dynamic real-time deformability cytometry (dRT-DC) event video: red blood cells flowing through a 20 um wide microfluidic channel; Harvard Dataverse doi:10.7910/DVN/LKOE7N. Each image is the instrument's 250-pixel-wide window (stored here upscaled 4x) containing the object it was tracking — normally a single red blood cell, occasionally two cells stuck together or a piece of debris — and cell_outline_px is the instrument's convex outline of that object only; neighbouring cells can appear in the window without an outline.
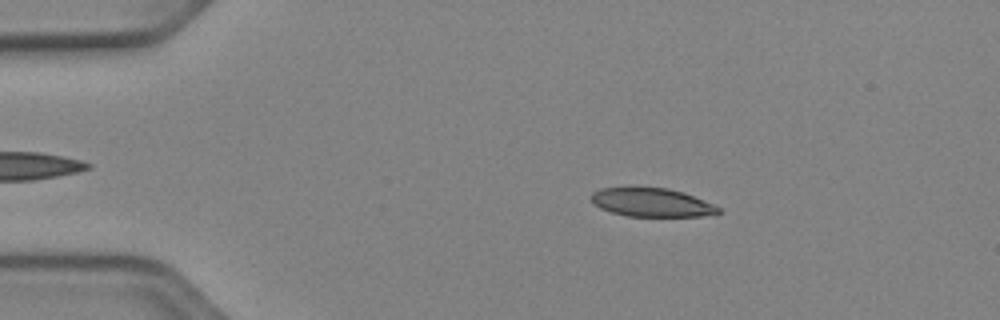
{"species": "Egyptian fruit bat (a non-hibernating species)", "species_latin": "Rousettus aegyptiacus", "temperature_condition": "cold", "stored_images_in_passage": 44, "camera_frame_rate_fps": 3000, "um_per_image_px": 0.085, "animal": {"sex": "female"}, "frame": {"image": 1, "passage_image": 9, "time_ms": 2.667, "image_size_px": [1000, 320], "cell_outline_px": [[720, 212], [716, 216], [628, 216], [612, 212], [600, 208], [588, 196], [592, 192], [600, 188], [628, 184], [668, 188], [684, 192], [712, 204], [720, 208]], "centroid_in_image_um": [55.34, 17.15], "position_along_channel_um": 29.7, "area_um2": 22.08}}
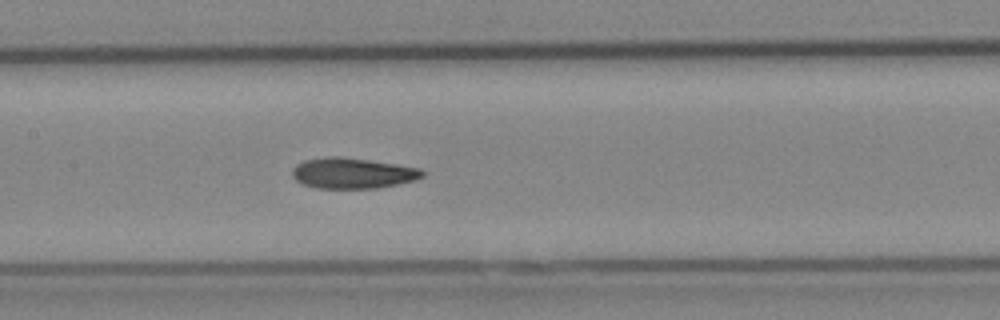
{"frame": {"image": 2, "passage_image": 25, "time_ms": 8.0, "image_size_px": [1000, 320], "cell_outline_px": [[428, 172], [424, 176], [416, 180], [376, 188], [316, 188], [304, 184], [296, 180], [292, 176], [292, 168], [296, 164], [304, 160], [328, 156], [340, 156], [396, 164], [420, 168]], "centroid_in_image_um": [29.98, 14.71], "position_along_channel_um": 177.4, "area_um2": 23.35}}
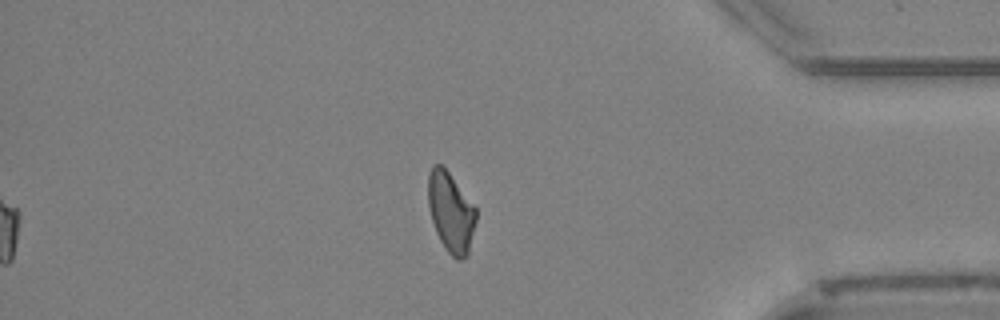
{"frame": {"image": 3, "passage_image": 44, "time_ms": 14.333, "image_size_px": [1000, 320], "cell_outline_px": [[476, 220], [468, 256], [460, 260], [456, 260], [448, 252], [440, 240], [436, 232], [428, 208], [428, 172], [432, 164], [440, 164], [448, 172], [476, 208]], "centroid_in_image_um": [38.31, 18.05], "position_along_channel_um": 396.9, "area_um2": 22.25}, "authors_computed_cell_mechanics": {"area_um2": 22.7154, "velocity_mm_per_s": 3.9117, "shape_relaxation_time_tau1_ms": null, "shape_relaxation_time_tau2_ms": 3.4487, "deformation_change_tau1": null, "deformation_change_tau2": 0.1078}}